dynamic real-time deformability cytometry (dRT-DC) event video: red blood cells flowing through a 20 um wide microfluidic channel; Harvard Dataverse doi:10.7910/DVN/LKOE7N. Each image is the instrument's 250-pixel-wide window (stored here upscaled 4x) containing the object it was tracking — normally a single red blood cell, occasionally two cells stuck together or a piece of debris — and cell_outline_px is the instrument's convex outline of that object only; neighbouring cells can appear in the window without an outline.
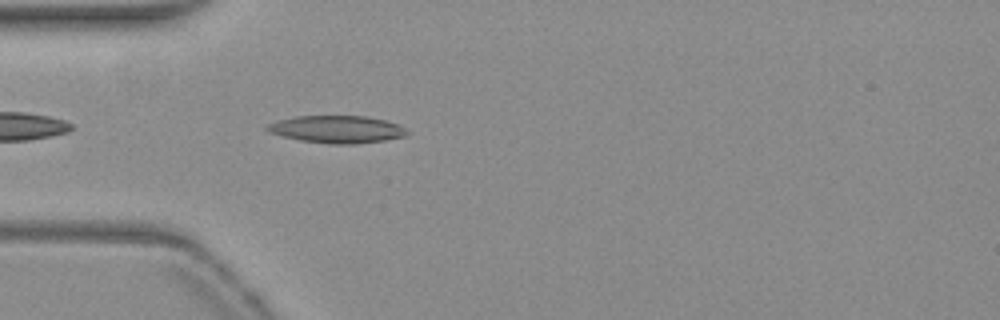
{"species": "common noctule bat (a hibernating species)", "species_latin": "Nyctalus noctula", "temperature_condition": "warm", "stored_images_in_passage": 13, "camera_frame_rate_fps": 3000, "um_per_image_px": 0.085, "animal": {"sex": "female", "body_mass_g": 19.3, "forearm_length_mm": 54.1}, "frame": {"image": 1, "passage_image": 3, "time_ms": 0.667, "image_size_px": [1000, 320], "cell_outline_px": [[408, 132], [404, 136], [384, 140], [352, 144], [328, 144], [300, 140], [268, 132], [264, 128], [268, 124], [280, 120], [296, 116], [368, 116], [384, 120], [396, 124], [404, 128]], "centroid_in_image_um": [28.61, 10.99], "position_along_channel_um": 56.4, "area_um2": 22.08}}
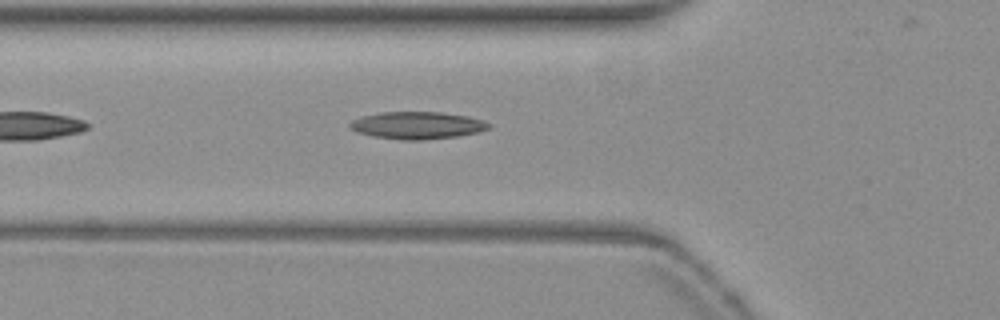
{"frame": {"image": 2, "passage_image": 6, "time_ms": 1.667, "image_size_px": [1000, 320], "cell_outline_px": [[492, 124], [488, 128], [476, 132], [456, 136], [420, 140], [400, 140], [372, 136], [360, 132], [352, 128], [348, 124], [352, 120], [364, 116], [380, 112], [440, 112], [468, 116], [484, 120]], "centroid_in_image_um": [35.48, 10.65], "position_along_channel_um": 90.3, "area_um2": 21.85}}
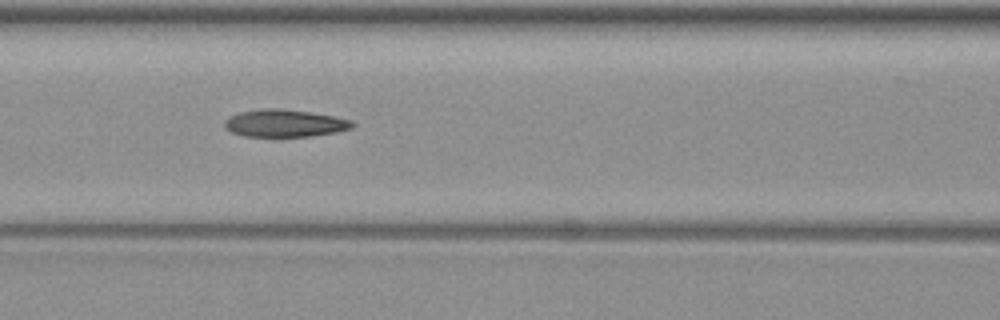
{"frame": {"image": 3, "passage_image": 10, "time_ms": 3.0, "image_size_px": [1000, 320], "cell_outline_px": [[356, 124], [352, 128], [336, 132], [308, 136], [244, 136], [232, 132], [224, 128], [224, 120], [240, 112], [260, 108], [284, 108], [332, 116], [352, 120]], "centroid_in_image_um": [24.19, 10.47], "position_along_channel_um": 142.4, "area_um2": 20.35}}